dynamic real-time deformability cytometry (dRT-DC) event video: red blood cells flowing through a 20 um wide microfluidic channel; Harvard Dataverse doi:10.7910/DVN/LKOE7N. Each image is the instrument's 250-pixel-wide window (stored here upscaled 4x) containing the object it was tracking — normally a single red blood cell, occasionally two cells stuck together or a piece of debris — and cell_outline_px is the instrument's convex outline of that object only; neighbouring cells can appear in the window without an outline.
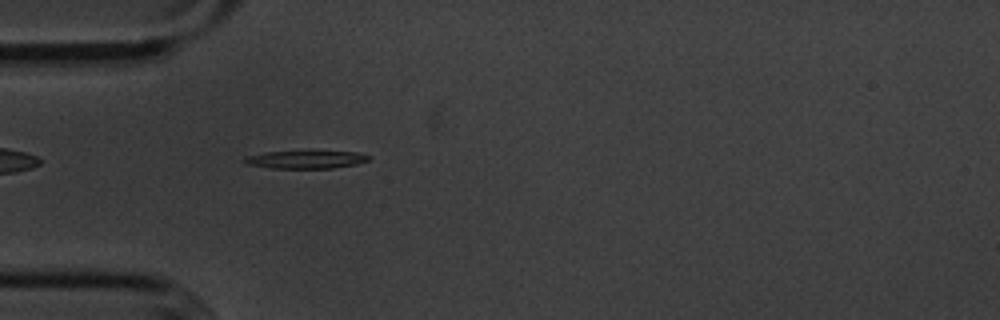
{"species": "common noctule bat (a hibernating species)", "species_latin": "Nyctalus noctula", "temperature_condition": "cold", "stored_images_in_passage": 44, "camera_frame_rate_fps": 3000, "um_per_image_px": 0.085, "animal": {"sex": "male", "body_mass_g": 20.1, "forearm_length_mm": 53.5}, "frame": {"image": 1, "passage_image": 5, "time_ms": 1.333, "image_size_px": [1000, 320], "cell_outline_px": [[372, 156], [368, 160], [356, 164], [332, 168], [272, 168], [248, 164], [240, 160], [244, 156], [264, 152], [356, 152]], "centroid_in_image_um": [25.94, 13.56], "position_along_channel_um": 59.1, "area_um2": 12.72}}
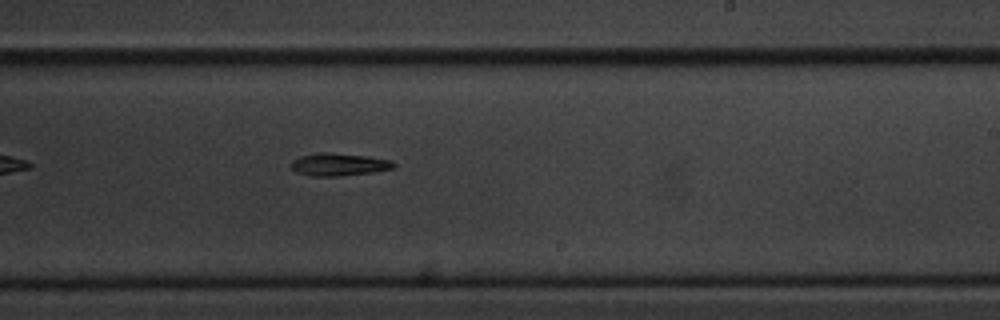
{"frame": {"image": 2, "passage_image": 22, "time_ms": 7.0, "image_size_px": [1000, 320], "cell_outline_px": [[396, 168], [372, 172], [340, 176], [312, 176], [296, 172], [292, 168], [292, 160], [300, 156], [320, 152], [328, 152], [368, 156], [392, 160], [396, 164]], "centroid_in_image_um": [28.84, 13.97], "position_along_channel_um": 260.2, "area_um2": 13.58}}
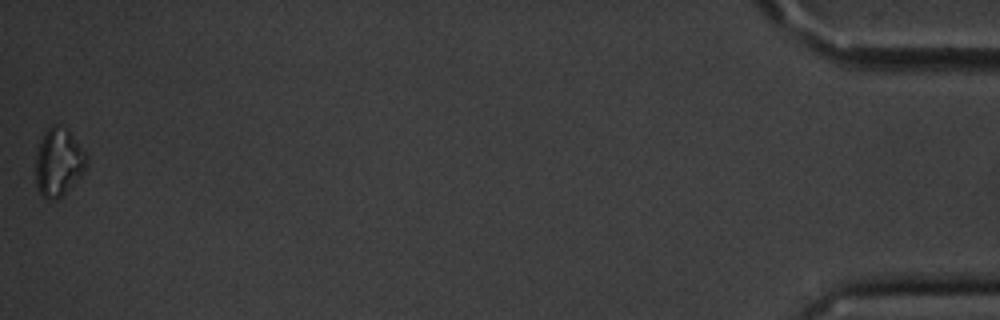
{"frame": {"image": 3, "passage_image": 44, "time_ms": 14.333, "image_size_px": [1000, 320], "cell_outline_px": [[88, 160], [84, 172], [56, 200], [48, 200], [40, 192], [36, 184], [36, 152], [44, 132], [52, 124], [56, 124], [68, 128], [88, 156]], "centroid_in_image_um": [4.98, 13.74], "position_along_channel_um": 430.2, "area_um2": 20.11}, "authors_computed_cell_mechanics": {"area_um2": 13.9587, "velocity_mm_per_s": 3.6007, "shape_relaxation_time_tau1_ms": 2.4691, "shape_relaxation_time_tau2_ms": null, "deformation_change_tau1": 0.0893, "deformation_change_tau2": null}}